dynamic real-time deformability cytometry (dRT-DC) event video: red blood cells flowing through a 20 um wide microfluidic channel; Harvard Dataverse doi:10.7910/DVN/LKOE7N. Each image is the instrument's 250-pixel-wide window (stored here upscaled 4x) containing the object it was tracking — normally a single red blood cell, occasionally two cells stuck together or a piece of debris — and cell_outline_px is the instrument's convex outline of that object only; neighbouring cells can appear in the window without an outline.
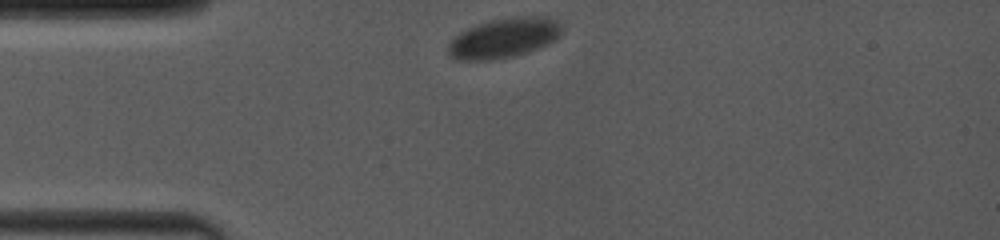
{"species": "common noctule bat (a hibernating species)", "species_latin": "Nyctalus noctula", "temperature_condition": "room temperature", "stored_images_in_passage": 2, "camera_frame_rate_fps": 4000, "um_per_image_px": 0.085, "animal": {"sex": "female", "body_mass_g": 19.0, "forearm_length_mm": 53.3}, "frame": {"image": 1, "passage_image": 1, "time_ms": 0.0, "image_size_px": [1000, 240], "cell_outline_px": [[560, 36], [556, 40], [548, 44], [512, 56], [492, 60], [456, 60], [448, 52], [448, 44], [452, 36], [468, 28], [492, 20], [512, 16], [548, 16], [556, 20], [560, 24]], "centroid_in_image_um": [42.82, 3.21], "position_along_channel_um": 42.2, "area_um2": 26.3}}